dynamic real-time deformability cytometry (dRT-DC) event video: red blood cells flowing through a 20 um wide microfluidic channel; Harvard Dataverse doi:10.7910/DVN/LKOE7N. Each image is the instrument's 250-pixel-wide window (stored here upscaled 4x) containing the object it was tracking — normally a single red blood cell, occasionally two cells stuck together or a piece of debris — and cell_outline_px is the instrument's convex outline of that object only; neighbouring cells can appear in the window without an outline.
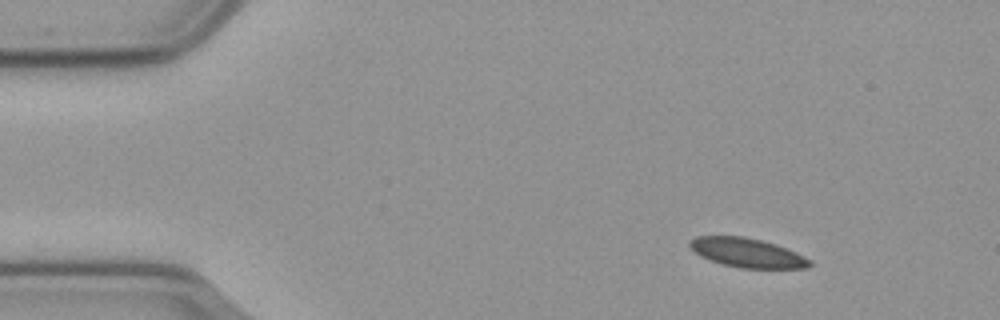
{"species": "common noctule bat (a hibernating species)", "species_latin": "Nyctalus noctula", "temperature_condition": "cold", "stored_images_in_passage": 51, "camera_frame_rate_fps": 3000, "um_per_image_px": 0.085, "animal": {"sex": "male", "body_mass_g": 23.1, "forearm_length_mm": 52.7}, "frame": {"image": 1, "passage_image": 1, "time_ms": 0.0, "image_size_px": [1000, 320], "cell_outline_px": [[812, 264], [808, 268], [740, 268], [724, 264], [700, 256], [688, 244], [688, 240], [696, 236], [744, 236], [776, 244], [796, 252], [812, 260]], "centroid_in_image_um": [63.53, 21.48], "position_along_channel_um": 21.5, "area_um2": 20.35}}
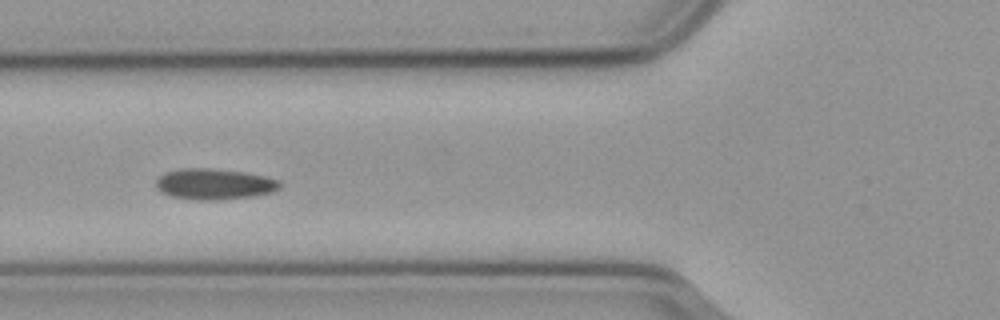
{"frame": {"image": 2, "passage_image": 15, "time_ms": 4.667, "image_size_px": [1000, 320], "cell_outline_px": [[280, 188], [272, 192], [256, 196], [216, 200], [196, 200], [172, 196], [160, 192], [156, 184], [156, 180], [160, 176], [168, 172], [180, 168], [208, 168], [244, 172], [264, 176], [280, 180]], "centroid_in_image_um": [18.23, 15.65], "position_along_channel_um": 107.6, "area_um2": 22.25}}
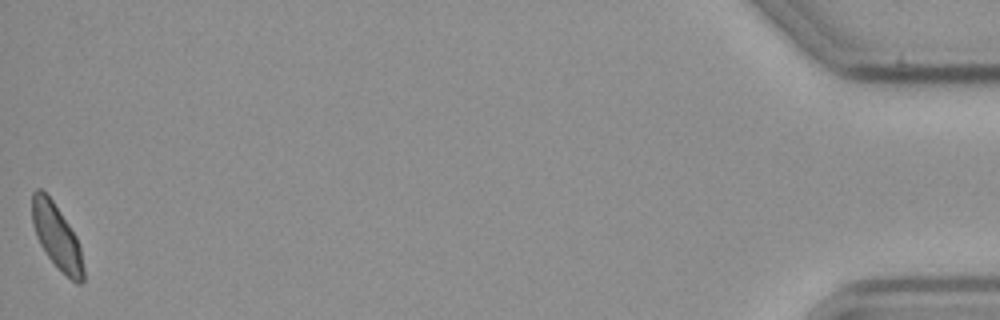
{"frame": {"image": 3, "passage_image": 51, "time_ms": 16.667, "image_size_px": [1000, 320], "cell_outline_px": [[84, 280], [80, 284], [76, 284], [48, 256], [40, 244], [36, 236], [32, 224], [32, 192], [36, 188], [40, 188], [52, 200], [76, 236], [80, 244], [84, 268]], "centroid_in_image_um": [4.83, 20.1], "position_along_channel_um": 430.4, "area_um2": 19.13}, "authors_computed_cell_mechanics": {"area_um2": 20.9814, "velocity_mm_per_s": 3.5712, "shape_relaxation_time_tau1_ms": 9.4727, "shape_relaxation_time_tau2_ms": 3.7796, "deformation_change_tau1": 0.1251, "deformation_change_tau2": 0.0651}}